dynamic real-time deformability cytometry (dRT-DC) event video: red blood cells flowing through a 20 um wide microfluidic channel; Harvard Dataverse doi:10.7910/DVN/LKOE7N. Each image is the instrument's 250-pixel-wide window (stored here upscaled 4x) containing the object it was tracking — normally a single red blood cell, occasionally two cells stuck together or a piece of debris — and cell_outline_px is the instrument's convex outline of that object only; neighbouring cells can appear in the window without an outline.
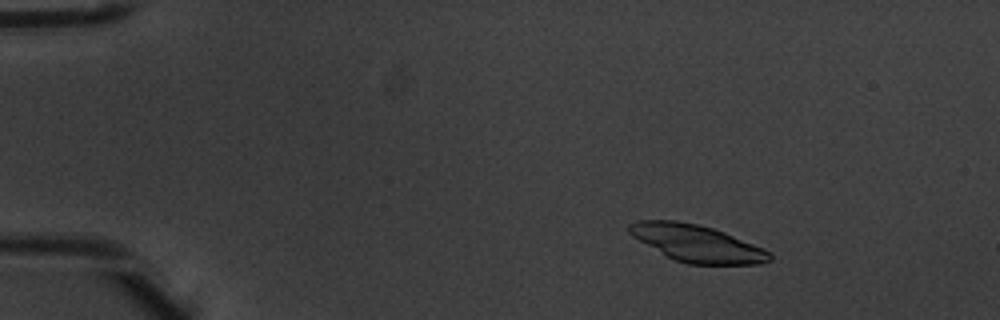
{"species": "common noctule bat (a hibernating species)", "species_latin": "Nyctalus noctula", "temperature_condition": "warm", "stored_images_in_passage": 4, "camera_frame_rate_fps": 3000, "um_per_image_px": 0.085, "animal": {"sex": "male", "body_mass_g": 20.1, "forearm_length_mm": 53.5}, "frame": {"image": 1, "passage_image": 2, "time_ms": 0.333, "image_size_px": [1000, 320], "cell_outline_px": [[772, 260], [760, 264], [688, 264], [676, 260], [668, 256], [632, 236], [628, 232], [628, 224], [640, 220], [676, 220], [696, 224], [712, 228], [724, 232], [764, 248], [772, 252]], "centroid_in_image_um": [59.27, 20.68], "position_along_channel_um": 25.7, "area_um2": 30.0}}